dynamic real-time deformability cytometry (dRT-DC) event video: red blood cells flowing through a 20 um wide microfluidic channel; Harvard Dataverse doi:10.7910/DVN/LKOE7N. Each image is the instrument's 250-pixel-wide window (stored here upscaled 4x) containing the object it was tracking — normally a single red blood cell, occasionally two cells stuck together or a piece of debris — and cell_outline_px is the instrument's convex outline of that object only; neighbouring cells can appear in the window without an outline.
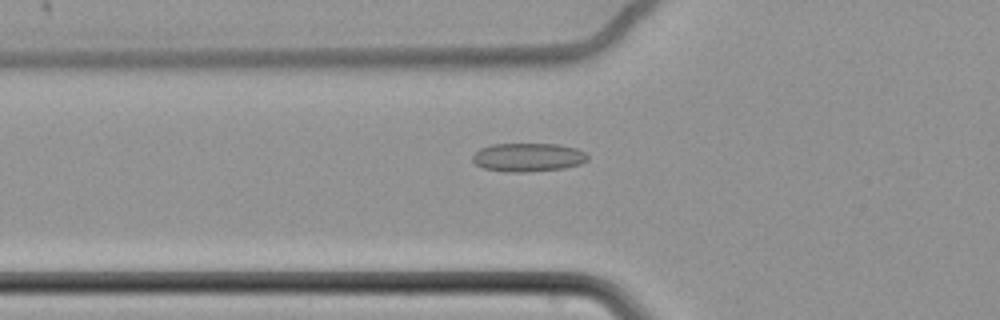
{"species": "common noctule bat (a hibernating species)", "species_latin": "Nyctalus noctula", "temperature_condition": "cold", "stored_images_in_passage": 62, "camera_frame_rate_fps": 3000, "um_per_image_px": 0.085, "animal": {"sex": "female", "body_mass_g": 22.7, "forearm_length_mm": 54.2}, "frame": {"image": 1, "passage_image": 24, "time_ms": 7.667, "image_size_px": [1000, 320], "cell_outline_px": [[588, 160], [580, 164], [564, 168], [528, 172], [504, 172], [484, 168], [476, 164], [472, 160], [472, 156], [480, 148], [492, 144], [560, 144], [576, 148], [584, 152], [588, 156]], "centroid_in_image_um": [44.89, 13.37], "position_along_channel_um": 80.9, "area_um2": 19.25}}
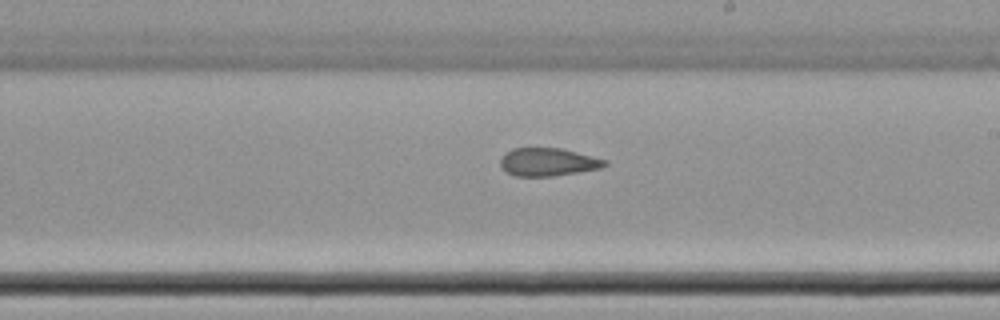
{"frame": {"image": 2, "passage_image": 38, "time_ms": 12.333, "image_size_px": [1000, 320], "cell_outline_px": [[608, 164], [600, 168], [552, 176], [516, 176], [500, 168], [500, 156], [504, 152], [512, 148], [560, 148], [608, 160]], "centroid_in_image_um": [46.53, 13.76], "position_along_channel_um": 242.5, "area_um2": 17.05}}
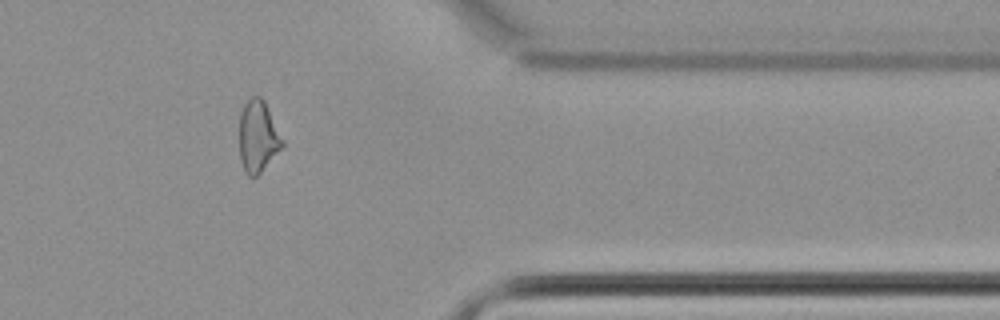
{"frame": {"image": 3, "passage_image": 52, "time_ms": 17.0, "image_size_px": [1000, 320], "cell_outline_px": [[284, 148], [256, 176], [248, 176], [244, 172], [240, 160], [240, 112], [244, 104], [252, 96], [260, 96], [264, 100], [284, 140]], "centroid_in_image_um": [21.94, 11.61], "position_along_channel_um": 389.5, "area_um2": 18.15}, "authors_computed_cell_mechanics": {"area_um2": 19.0451, "velocity_mm_per_s": 3.4628, "shape_relaxation_time_tau1_ms": null, "shape_relaxation_time_tau2_ms": 3.0268, "deformation_change_tau1": null, "deformation_change_tau2": 0.102}}